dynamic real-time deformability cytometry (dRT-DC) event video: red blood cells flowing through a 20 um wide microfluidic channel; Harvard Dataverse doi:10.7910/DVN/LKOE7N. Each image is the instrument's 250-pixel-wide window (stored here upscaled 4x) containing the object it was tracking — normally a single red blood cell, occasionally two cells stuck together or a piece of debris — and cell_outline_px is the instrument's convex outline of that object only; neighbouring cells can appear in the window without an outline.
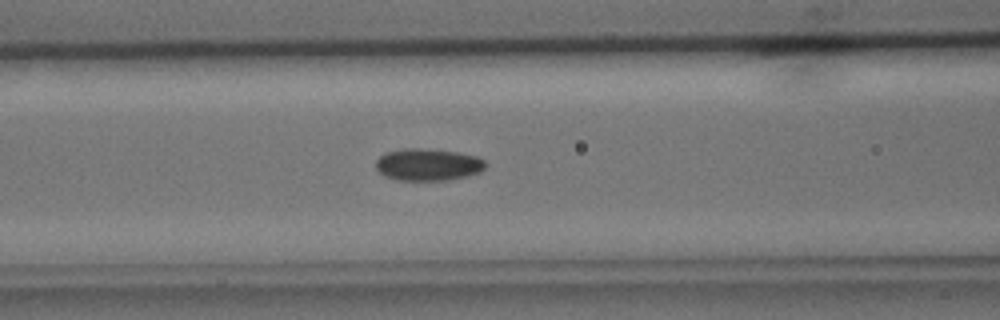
{"species": "common noctule bat (a hibernating species)", "species_latin": "Nyctalus noctula", "temperature_condition": "cold", "stored_images_in_passage": 30, "camera_frame_rate_fps": 3000, "um_per_image_px": 0.085, "animal": {"sex": "male", "body_mass_g": 15.6}, "frame": {"image": 1, "passage_image": 8, "time_ms": 2.333, "image_size_px": [1000, 320], "cell_outline_px": [[484, 168], [480, 172], [468, 176], [448, 180], [396, 180], [384, 176], [376, 168], [376, 160], [384, 152], [404, 148], [420, 148], [456, 152], [476, 156], [484, 160]], "centroid_in_image_um": [36.34, 13.99], "position_along_channel_um": 130.3, "area_um2": 20.52}}
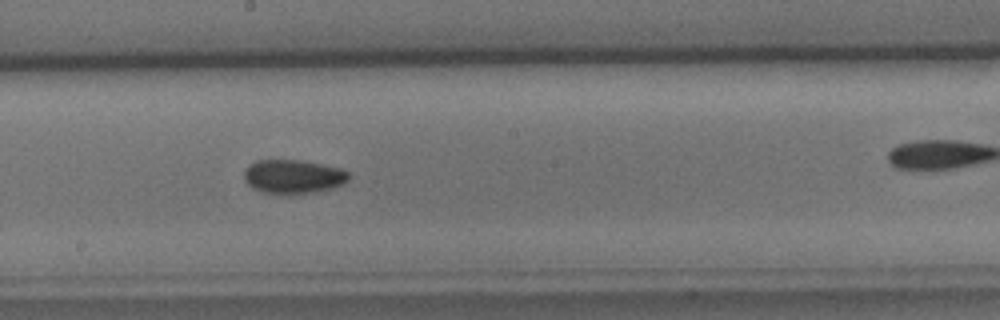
{"frame": {"image": 2, "passage_image": 15, "time_ms": 4.667, "image_size_px": [1000, 320], "cell_outline_px": [[348, 180], [344, 184], [332, 188], [312, 192], [264, 192], [252, 188], [244, 180], [244, 168], [248, 164], [256, 160], [300, 160], [340, 168], [348, 172]], "centroid_in_image_um": [24.89, 14.98], "position_along_channel_um": 223.3, "area_um2": 20.29}}
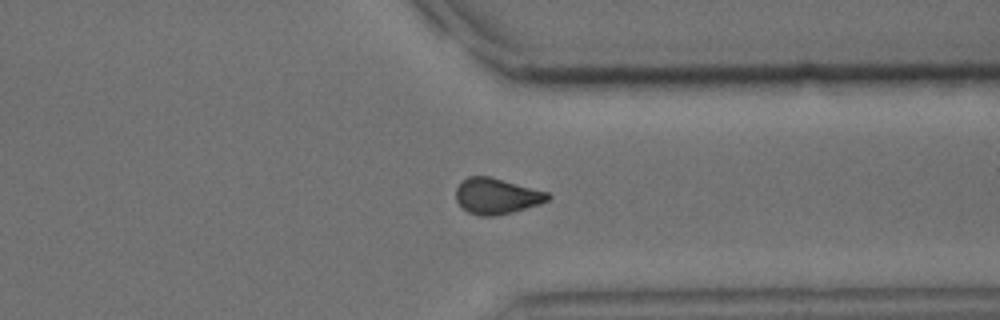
{"frame": {"image": 3, "passage_image": 26, "time_ms": 8.333, "image_size_px": [1000, 320], "cell_outline_px": [[552, 196], [548, 200], [540, 204], [512, 212], [492, 216], [480, 216], [468, 212], [456, 200], [456, 188], [460, 180], [468, 176], [492, 176], [548, 192]], "centroid_in_image_um": [42.21, 16.64], "position_along_channel_um": 369.2, "area_um2": 19.36}, "authors_computed_cell_mechanics": {"area_um2": 19.7387, "velocity_mm_per_s": 3.9855, "shape_relaxation_time_tau1_ms": 4.4479, "shape_relaxation_time_tau2_ms": 6.3521, "deformation_change_tau1": 0.0868, "deformation_change_tau2": 0.1059}}